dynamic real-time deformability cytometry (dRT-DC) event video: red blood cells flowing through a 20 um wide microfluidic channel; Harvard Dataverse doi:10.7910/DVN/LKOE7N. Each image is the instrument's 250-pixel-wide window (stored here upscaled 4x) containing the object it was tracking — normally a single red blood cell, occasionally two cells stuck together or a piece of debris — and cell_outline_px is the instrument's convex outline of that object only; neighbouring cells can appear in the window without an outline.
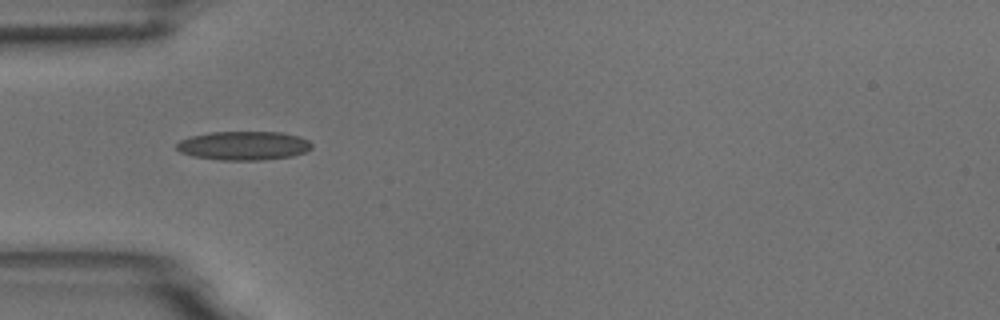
{"species": "common noctule bat (a hibernating species)", "species_latin": "Nyctalus noctula", "temperature_condition": "room temperature", "stored_images_in_passage": 13, "camera_frame_rate_fps": 3000, "um_per_image_px": 0.085, "animal": {"sex": "male", "body_mass_g": 18.8}, "frame": {"image": 1, "passage_image": 3, "time_ms": 0.667, "image_size_px": [1000, 320], "cell_outline_px": [[312, 148], [304, 152], [292, 156], [264, 160], [220, 160], [192, 156], [180, 152], [176, 148], [176, 144], [180, 140], [192, 136], [208, 132], [280, 132], [300, 136], [308, 140], [312, 144]], "centroid_in_image_um": [20.71, 12.38], "position_along_channel_um": 64.3, "area_um2": 22.83}}
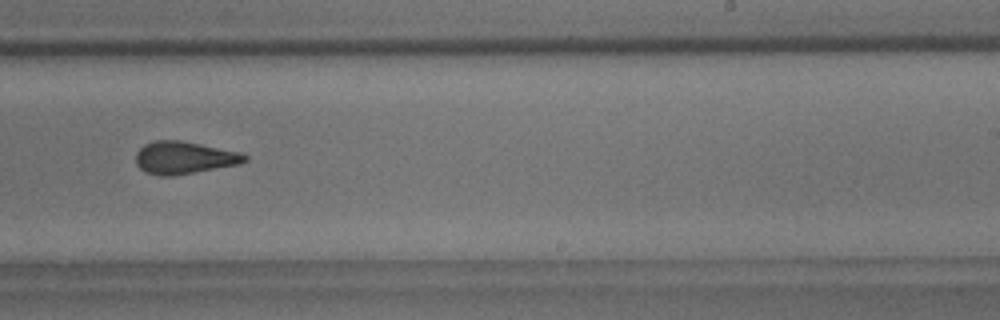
{"frame": {"image": 2, "passage_image": 8, "time_ms": 2.333, "image_size_px": [1000, 320], "cell_outline_px": [[248, 160], [240, 164], [172, 176], [160, 176], [144, 172], [136, 164], [136, 152], [144, 144], [156, 140], [180, 140], [240, 152], [248, 156]], "centroid_in_image_um": [15.64, 13.41], "position_along_channel_um": 273.4, "area_um2": 20.63}}